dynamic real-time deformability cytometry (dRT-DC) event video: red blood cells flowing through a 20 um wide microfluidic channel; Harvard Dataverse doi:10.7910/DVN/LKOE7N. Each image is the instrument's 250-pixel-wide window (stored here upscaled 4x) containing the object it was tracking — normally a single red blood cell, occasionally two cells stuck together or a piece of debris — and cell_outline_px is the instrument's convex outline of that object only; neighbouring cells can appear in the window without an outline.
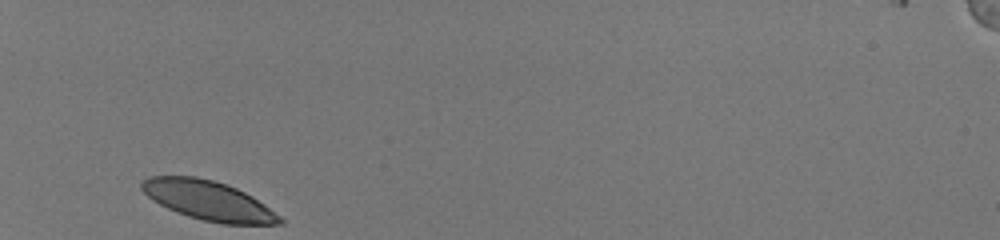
{"species": "human", "species_latin": "Homo sapiens", "temperature_condition": "room temperature", "stored_images_in_passage": 29, "camera_frame_rate_fps": 3000, "um_per_image_px": 0.085, "donor": {"sex": "male"}, "frame": {"image": 1, "passage_image": 1, "time_ms": 0.0, "image_size_px": [1000, 240], "cell_outline_px": [[284, 224], [224, 224], [204, 220], [188, 216], [176, 212], [152, 200], [140, 188], [140, 184], [148, 176], [196, 176], [212, 180], [236, 188], [252, 196], [280, 216], [284, 220]], "centroid_in_image_um": [17.7, 17.04], "position_along_channel_um": 67.3, "area_um2": 31.39}}
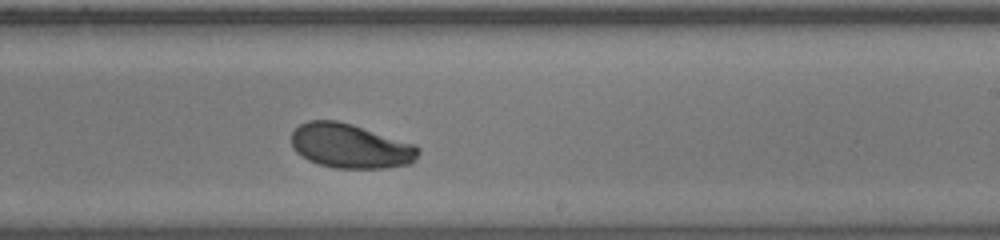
{"frame": {"image": 2, "passage_image": 17, "time_ms": 5.333, "image_size_px": [1000, 240], "cell_outline_px": [[420, 152], [416, 160], [412, 164], [388, 168], [336, 168], [320, 164], [308, 160], [296, 152], [292, 148], [292, 132], [300, 124], [308, 120], [336, 120], [352, 124], [416, 144], [420, 148]], "centroid_in_image_um": [29.82, 12.41], "position_along_channel_um": 259.2, "area_um2": 33.18}}
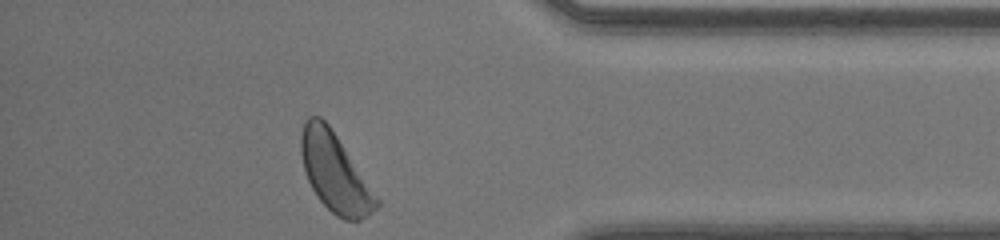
{"frame": {"image": 3, "passage_image": 29, "time_ms": 9.333, "image_size_px": [1000, 240], "cell_outline_px": [[380, 204], [368, 216], [360, 220], [344, 220], [336, 216], [316, 196], [304, 172], [300, 152], [300, 136], [304, 120], [308, 116], [320, 116], [328, 124], [380, 200]], "centroid_in_image_um": [28.44, 14.67], "position_along_channel_um": 406.8, "area_um2": 34.28}, "authors_computed_cell_mechanics": {"area_um2": 33.3506, "velocity_mm_per_s": 4.0241, "shape_relaxation_time_tau1_ms": 2.8483, "shape_relaxation_time_tau2_ms": null, "deformation_change_tau1": 0.141, "deformation_change_tau2": null}}